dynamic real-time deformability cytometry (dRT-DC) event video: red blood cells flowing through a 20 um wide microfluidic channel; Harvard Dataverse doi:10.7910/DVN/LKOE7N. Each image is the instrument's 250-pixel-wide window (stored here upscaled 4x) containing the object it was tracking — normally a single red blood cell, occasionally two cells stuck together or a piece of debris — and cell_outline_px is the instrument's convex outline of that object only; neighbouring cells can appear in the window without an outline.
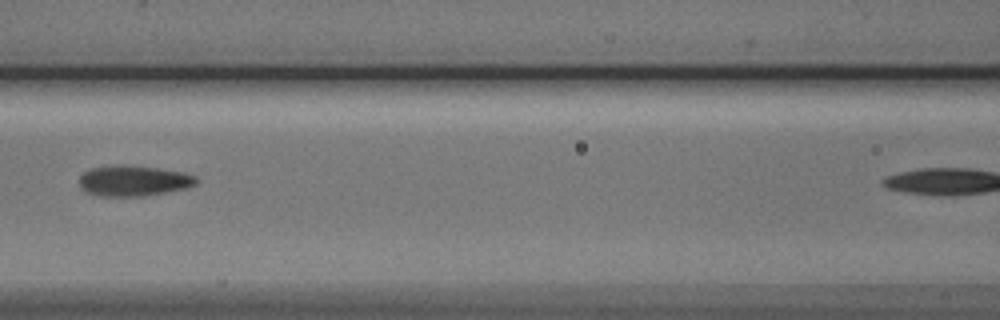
{"species": "Egyptian fruit bat (a non-hibernating species)", "species_latin": "Rousettus aegyptiacus", "temperature_condition": "cold", "stored_images_in_passage": 6, "segment_of_instrument_passage": [1, 2], "camera_frame_rate_fps": 3000, "um_per_image_px": 0.085, "animal": {"sex": "male"}, "frame": {"image": 1, "passage_image": 4, "time_ms": 3.667, "image_size_px": [1000, 320], "cell_outline_px": [[200, 180], [196, 184], [188, 188], [140, 196], [100, 196], [84, 192], [80, 188], [80, 176], [84, 172], [92, 168], [156, 168], [184, 172], [196, 176]], "centroid_in_image_um": [11.4, 15.42], "position_along_channel_um": 155.2, "area_um2": 20.0}}
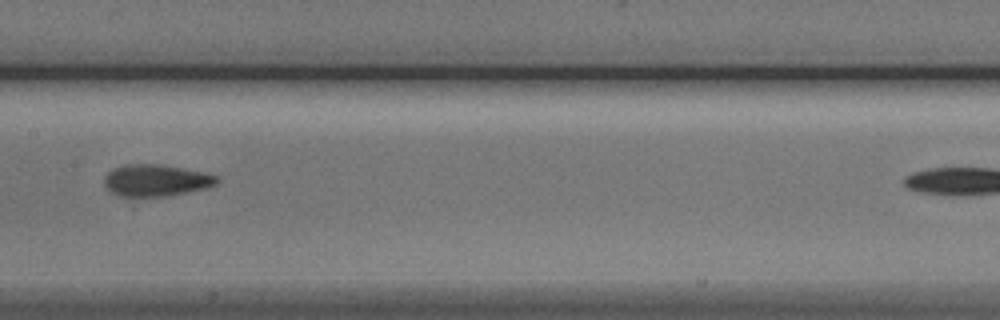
{"frame": {"image": 2, "passage_image": 5, "time_ms": 4.667, "image_size_px": [1000, 320], "cell_outline_px": [[220, 180], [216, 184], [204, 188], [164, 196], [120, 196], [112, 192], [104, 184], [104, 176], [112, 168], [124, 164], [156, 164], [180, 168], [200, 172], [216, 176]], "centroid_in_image_um": [13.19, 15.32], "position_along_channel_um": 194.2, "area_um2": 20.4}}